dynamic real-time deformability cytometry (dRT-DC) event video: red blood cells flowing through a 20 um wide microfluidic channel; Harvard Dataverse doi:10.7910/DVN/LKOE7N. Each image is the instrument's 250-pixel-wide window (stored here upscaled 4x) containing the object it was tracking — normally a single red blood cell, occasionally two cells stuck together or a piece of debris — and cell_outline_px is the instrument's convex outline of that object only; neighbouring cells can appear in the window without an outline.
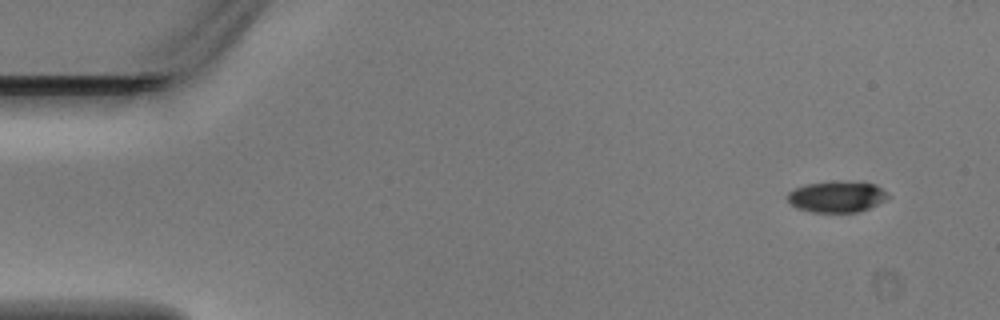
{"species": "Egyptian fruit bat (a non-hibernating species)", "species_latin": "Rousettus aegyptiacus", "temperature_condition": "warm", "stored_images_in_passage": 3, "camera_frame_rate_fps": 3000, "um_per_image_px": 0.085, "animal": {"sex": "male"}, "frame": {"image": 1, "passage_image": 1, "time_ms": 0.0, "image_size_px": [1000, 320], "cell_outline_px": [[892, 196], [868, 208], [856, 212], [808, 212], [796, 208], [788, 200], [788, 192], [804, 184], [876, 184]], "centroid_in_image_um": [71.11, 16.77], "position_along_channel_um": 13.9, "area_um2": 17.34}}
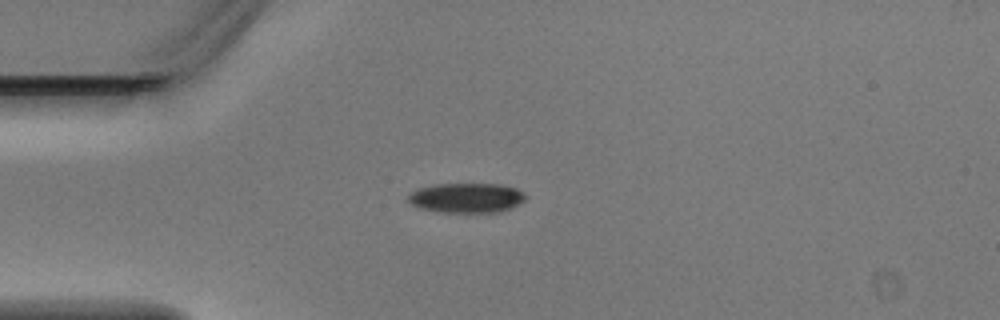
{"frame": {"image": 2, "passage_image": 3, "time_ms": 0.667, "image_size_px": [1000, 320], "cell_outline_px": [[528, 196], [524, 200], [500, 212], [444, 212], [420, 208], [412, 204], [408, 200], [408, 192], [416, 188], [432, 184], [500, 184], [516, 188], [524, 192]], "centroid_in_image_um": [39.62, 16.8], "position_along_channel_um": 45.4, "area_um2": 20.4}}